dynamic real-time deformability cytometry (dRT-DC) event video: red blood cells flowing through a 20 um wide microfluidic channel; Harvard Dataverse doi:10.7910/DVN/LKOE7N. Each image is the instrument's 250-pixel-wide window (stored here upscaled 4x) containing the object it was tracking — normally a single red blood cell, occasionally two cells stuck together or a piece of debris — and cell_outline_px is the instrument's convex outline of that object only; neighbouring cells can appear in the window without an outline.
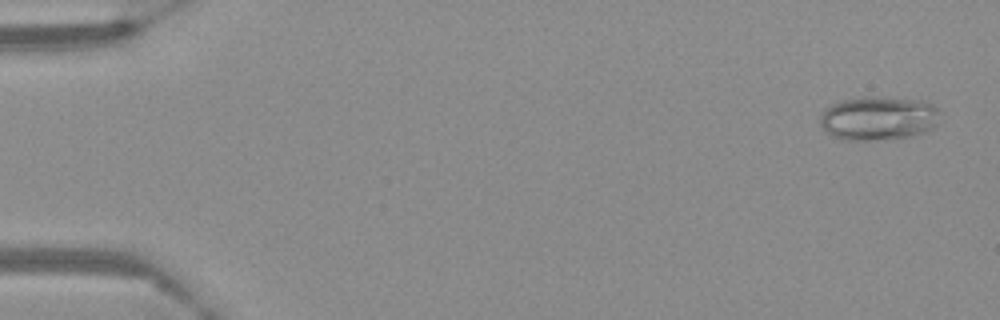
{"species": "Egyptian fruit bat (a non-hibernating species)", "species_latin": "Rousettus aegyptiacus", "temperature_condition": "warm", "stored_images_in_passage": 59, "camera_frame_rate_fps": 3000, "um_per_image_px": 0.085, "frame": {"image": 1, "passage_image": 2, "time_ms": 0.333, "image_size_px": [1000, 320], "cell_outline_px": [[940, 112], [936, 124], [928, 132], [896, 140], [840, 140], [832, 136], [820, 124], [820, 112], [832, 104], [844, 100], [864, 96], [872, 96], [924, 100], [932, 104]], "centroid_in_image_um": [74.68, 10.07], "position_along_channel_um": 10.3, "area_um2": 31.27}}
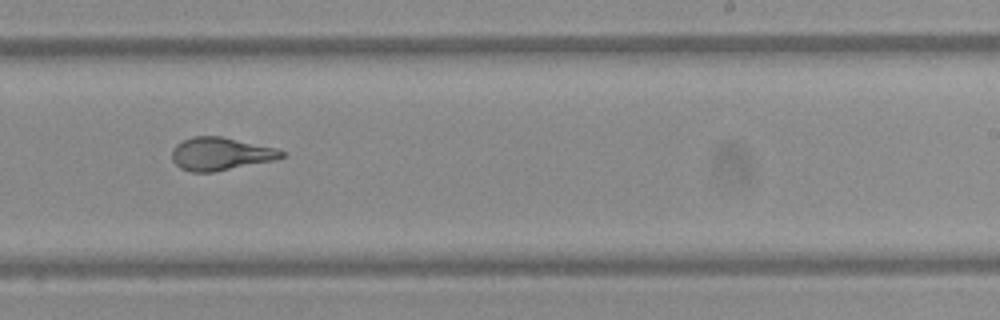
{"frame": {"image": 2, "passage_image": 37, "time_ms": 12.0, "image_size_px": [1000, 320], "cell_outline_px": [[288, 156], [276, 160], [212, 172], [192, 172], [180, 168], [172, 160], [172, 148], [176, 144], [192, 136], [220, 136], [280, 148]], "centroid_in_image_um": [18.8, 13.07], "position_along_channel_um": 270.2, "area_um2": 21.27}}
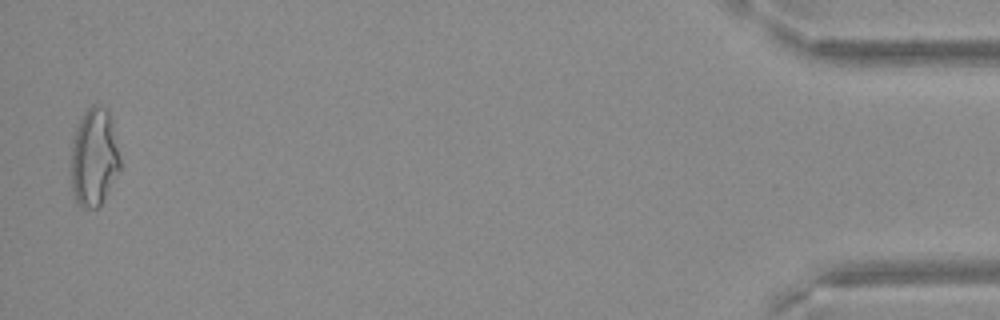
{"frame": {"image": 3, "passage_image": 58, "time_ms": 19.0, "image_size_px": [1000, 320], "cell_outline_px": [[120, 168], [100, 204], [96, 208], [84, 208], [76, 204], [72, 192], [72, 140], [76, 128], [84, 112], [92, 104], [100, 104], [108, 108], [112, 124], [120, 160]], "centroid_in_image_um": [7.98, 13.35], "position_along_channel_um": 427.2, "area_um2": 27.74}}